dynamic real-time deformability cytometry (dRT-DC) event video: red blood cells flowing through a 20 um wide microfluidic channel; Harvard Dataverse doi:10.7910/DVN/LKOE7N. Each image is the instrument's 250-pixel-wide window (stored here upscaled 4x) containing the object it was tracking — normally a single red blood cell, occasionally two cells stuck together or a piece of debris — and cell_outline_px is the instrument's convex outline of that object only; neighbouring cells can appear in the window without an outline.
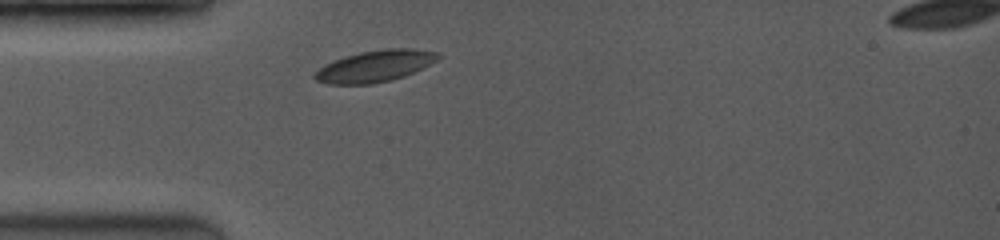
{"species": "common noctule bat (a hibernating species)", "species_latin": "Nyctalus noctula", "temperature_condition": "room temperature", "stored_images_in_passage": 17, "camera_frame_rate_fps": 3500, "um_per_image_px": 0.085, "animal": {"sex": "female", "body_mass_g": 19.0, "forearm_length_mm": 53.3}, "frame": {"image": 1, "passage_image": 1, "time_ms": 0.0, "image_size_px": [1000, 240], "cell_outline_px": [[440, 56], [436, 60], [404, 76], [392, 80], [372, 84], [328, 84], [316, 80], [312, 76], [324, 64], [344, 56], [360, 52], [384, 48], [412, 48], [440, 52]], "centroid_in_image_um": [31.85, 5.61], "position_along_channel_um": 53.1, "area_um2": 22.6}}
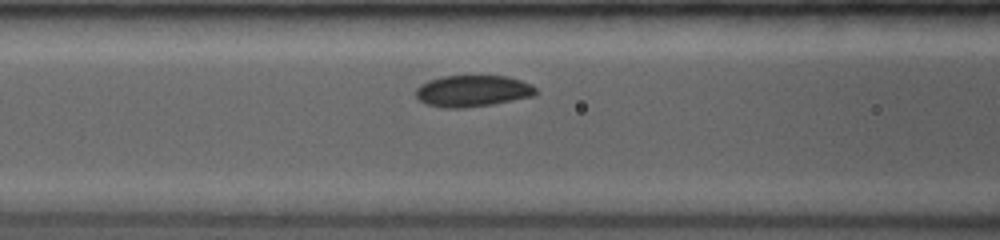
{"frame": {"image": 2, "passage_image": 7, "time_ms": 2.0, "image_size_px": [1000, 240], "cell_outline_px": [[536, 96], [492, 104], [464, 108], [444, 108], [428, 104], [420, 100], [416, 96], [416, 88], [420, 84], [428, 80], [444, 76], [508, 76], [532, 84], [536, 88]], "centroid_in_image_um": [40.19, 7.73], "position_along_channel_um": 126.4, "area_um2": 22.08}}
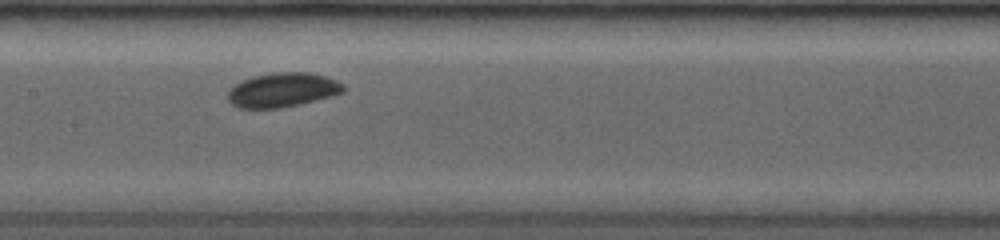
{"frame": {"image": 3, "passage_image": 11, "time_ms": 3.429, "image_size_px": [1000, 240], "cell_outline_px": [[344, 92], [332, 96], [280, 108], [240, 108], [232, 104], [228, 100], [228, 92], [236, 84], [244, 80], [256, 76], [276, 72], [308, 72], [324, 76], [336, 80], [344, 84]], "centroid_in_image_um": [24.04, 7.65], "position_along_channel_um": 183.4, "area_um2": 22.77}}